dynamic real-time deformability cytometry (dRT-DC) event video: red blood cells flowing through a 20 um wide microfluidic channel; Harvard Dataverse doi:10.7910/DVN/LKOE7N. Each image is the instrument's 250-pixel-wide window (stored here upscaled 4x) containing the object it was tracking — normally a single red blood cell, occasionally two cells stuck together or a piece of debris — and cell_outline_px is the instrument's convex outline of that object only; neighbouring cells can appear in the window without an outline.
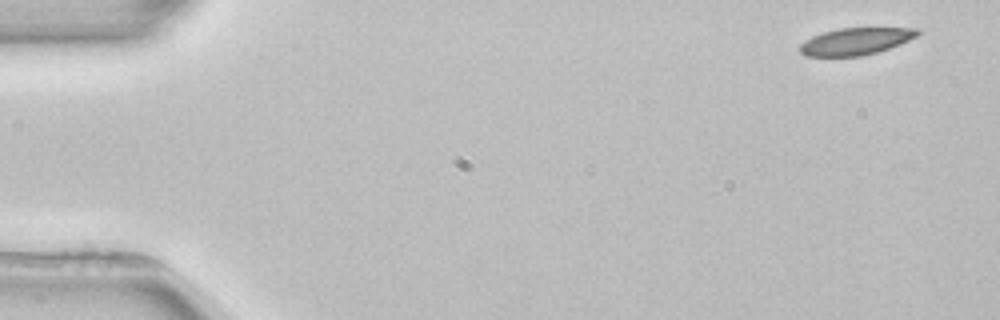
{"species": "common noctule bat (a hibernating species)", "species_latin": "Nyctalus noctula", "temperature_condition": "room temperature", "stored_images_in_passage": 5, "segment_of_instrument_passage": [1, 2], "camera_frame_rate_fps": 3000, "um_per_image_px": 0.085, "animal": {"sex": "female", "body_mass_g": 22.7, "forearm_length_mm": 54.2}, "frame": {"image": 1, "passage_image": 1, "time_ms": 0.0, "image_size_px": [1000, 320], "cell_outline_px": [[920, 32], [916, 36], [900, 44], [876, 52], [860, 56], [804, 56], [800, 52], [800, 44], [812, 36], [824, 32], [840, 28], [920, 28]], "centroid_in_image_um": [72.72, 3.51], "position_along_channel_um": 12.3, "area_um2": 18.32}}
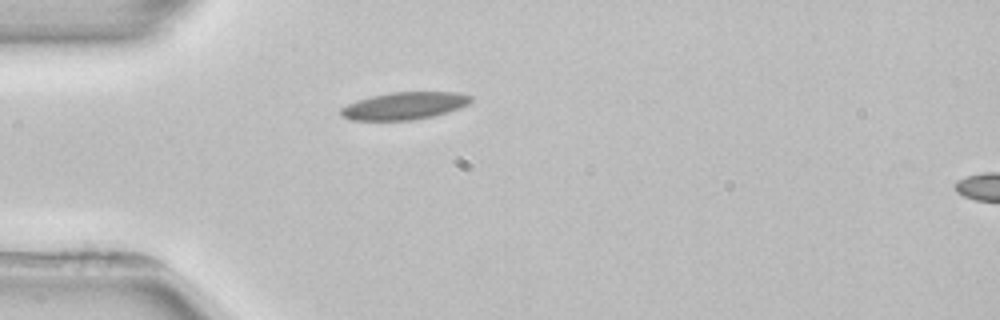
{"frame": {"image": 2, "passage_image": 4, "time_ms": 4.0, "image_size_px": [1000, 320], "cell_outline_px": [[472, 100], [468, 104], [460, 108], [448, 112], [432, 116], [412, 120], [352, 120], [340, 116], [340, 108], [356, 100], [372, 96], [392, 92], [456, 92], [472, 96]], "centroid_in_image_um": [34.36, 8.99], "position_along_channel_um": 50.6, "area_um2": 20.75}}